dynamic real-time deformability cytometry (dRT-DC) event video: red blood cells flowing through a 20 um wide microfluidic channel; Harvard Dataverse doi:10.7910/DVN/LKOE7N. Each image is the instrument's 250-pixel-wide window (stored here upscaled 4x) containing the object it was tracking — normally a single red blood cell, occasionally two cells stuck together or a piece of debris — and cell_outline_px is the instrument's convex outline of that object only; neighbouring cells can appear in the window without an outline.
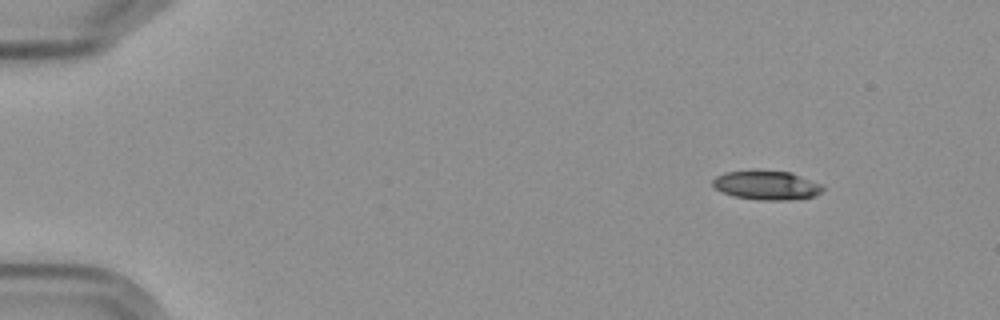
{"species": "Egyptian fruit bat (a non-hibernating species)", "species_latin": "Rousettus aegyptiacus", "temperature_condition": "cold", "stored_images_in_passage": 4, "camera_frame_rate_fps": 3000, "um_per_image_px": 0.085, "frame": {"image": 1, "passage_image": 1, "time_ms": 0.0, "image_size_px": [1000, 320], "cell_outline_px": [[824, 188], [816, 196], [792, 200], [756, 200], [736, 196], [720, 192], [712, 184], [712, 180], [716, 176], [724, 172], [792, 172], [820, 184]], "centroid_in_image_um": [65.16, 15.78], "position_along_channel_um": 19.8, "area_um2": 18.26}}
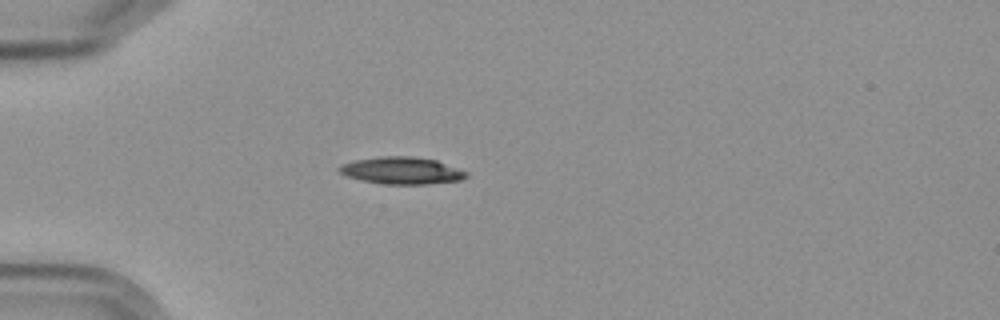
{"frame": {"image": 2, "passage_image": 4, "time_ms": 3.333, "image_size_px": [1000, 320], "cell_outline_px": [[468, 176], [460, 180], [424, 184], [384, 184], [360, 180], [348, 176], [340, 172], [336, 168], [344, 164], [356, 160], [380, 156], [412, 156], [436, 160], [468, 172]], "centroid_in_image_um": [34.15, 14.5], "position_along_channel_um": 50.8, "area_um2": 19.88}}